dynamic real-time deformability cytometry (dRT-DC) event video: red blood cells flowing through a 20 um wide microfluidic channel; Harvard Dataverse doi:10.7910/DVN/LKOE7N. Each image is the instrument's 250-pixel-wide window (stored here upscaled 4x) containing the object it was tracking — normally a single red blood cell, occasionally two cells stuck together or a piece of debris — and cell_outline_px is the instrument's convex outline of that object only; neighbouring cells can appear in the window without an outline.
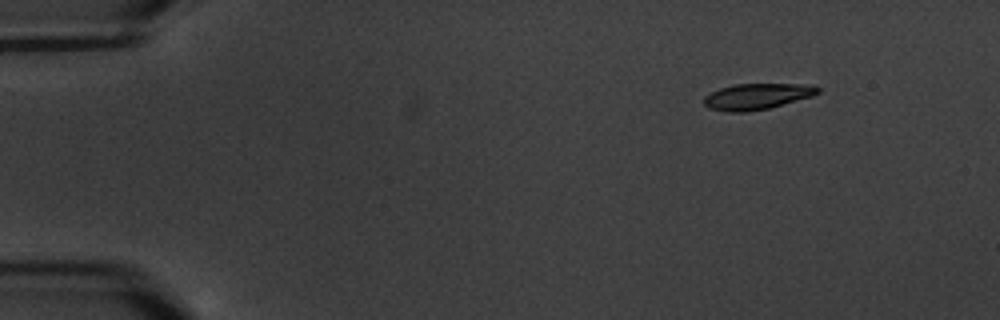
{"species": "common noctule bat (a hibernating species)", "species_latin": "Nyctalus noctula", "temperature_condition": "warm", "stored_images_in_passage": 6, "segment_of_instrument_passage": [2, 2], "camera_frame_rate_fps": 3000, "um_per_image_px": 0.085, "animal": {"sex": "male", "body_mass_g": 20.1, "forearm_length_mm": 53.5}, "frame": {"image": 1, "passage_image": 6, "time_ms": 6.667, "image_size_px": [1000, 320], "cell_outline_px": [[820, 92], [812, 96], [768, 108], [748, 112], [728, 112], [708, 108], [704, 104], [704, 96], [720, 88], [736, 84], [812, 84], [820, 88]], "centroid_in_image_um": [64.34, 8.19], "position_along_channel_um": 20.7, "area_um2": 17.22}}